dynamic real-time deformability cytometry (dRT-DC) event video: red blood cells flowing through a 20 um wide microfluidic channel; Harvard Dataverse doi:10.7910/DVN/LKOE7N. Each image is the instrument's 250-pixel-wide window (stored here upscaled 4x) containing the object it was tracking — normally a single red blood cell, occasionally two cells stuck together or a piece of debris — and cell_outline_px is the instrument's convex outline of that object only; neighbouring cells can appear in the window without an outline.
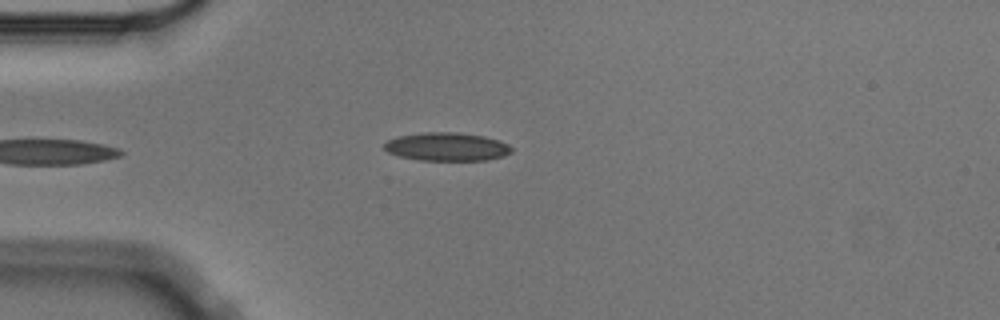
{"species": "Egyptian fruit bat (a non-hibernating species)", "species_latin": "Rousettus aegyptiacus", "temperature_condition": "cold", "stored_images_in_passage": 4, "camera_frame_rate_fps": 3000, "um_per_image_px": 0.085, "animal": {"sex": "male"}, "frame": {"image": 1, "passage_image": 4, "time_ms": 1.0, "image_size_px": [1000, 320], "cell_outline_px": [[512, 152], [504, 156], [484, 160], [420, 160], [400, 156], [388, 152], [384, 148], [384, 144], [388, 140], [396, 136], [424, 132], [460, 132], [484, 136], [500, 140], [508, 144], [512, 148]], "centroid_in_image_um": [38.0, 12.46], "position_along_channel_um": 47.0, "area_um2": 21.1}}